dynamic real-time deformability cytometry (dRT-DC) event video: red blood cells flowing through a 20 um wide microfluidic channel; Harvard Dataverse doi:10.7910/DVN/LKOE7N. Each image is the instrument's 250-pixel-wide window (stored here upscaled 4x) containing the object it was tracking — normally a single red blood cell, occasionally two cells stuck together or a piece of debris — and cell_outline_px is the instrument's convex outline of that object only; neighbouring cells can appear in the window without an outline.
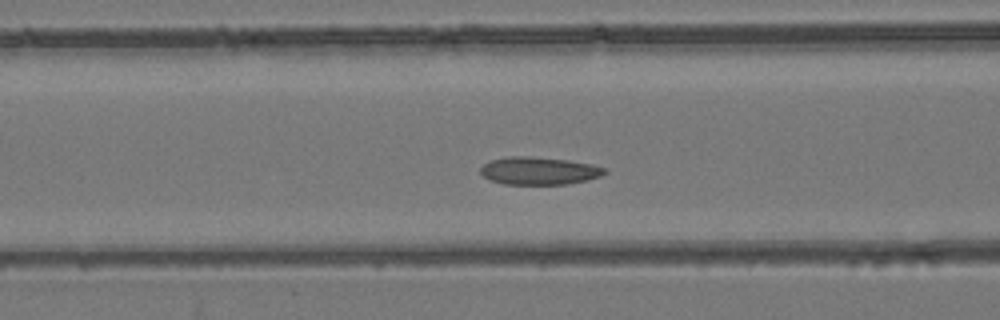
{"species": "common noctule bat (a hibernating species)", "species_latin": "Nyctalus noctula", "temperature_condition": "room temperature", "stored_images_in_passage": 45, "camera_frame_rate_fps": 3000, "um_per_image_px": 0.085, "animal": {"sex": "female", "body_mass_g": 24.6, "forearm_length_mm": 56.2}, "frame": {"image": 1, "passage_image": 18, "time_ms": 5.667, "image_size_px": [1000, 320], "cell_outline_px": [[608, 172], [600, 176], [588, 180], [568, 184], [504, 184], [492, 180], [484, 176], [480, 172], [480, 168], [484, 164], [492, 160], [508, 156], [528, 156], [568, 160], [592, 164], [608, 168]], "centroid_in_image_um": [45.87, 14.51], "position_along_channel_um": 120.7, "area_um2": 20.06}}
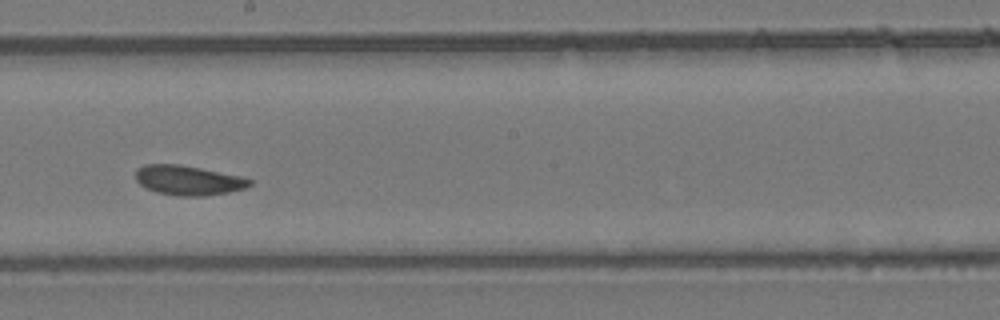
{"frame": {"image": 2, "passage_image": 27, "time_ms": 8.667, "image_size_px": [1000, 320], "cell_outline_px": [[252, 184], [244, 188], [228, 192], [204, 196], [180, 196], [156, 192], [140, 184], [136, 180], [136, 168], [144, 164], [180, 164], [244, 176], [252, 180]], "centroid_in_image_um": [16.02, 15.31], "position_along_channel_um": 232.2, "area_um2": 19.83}}
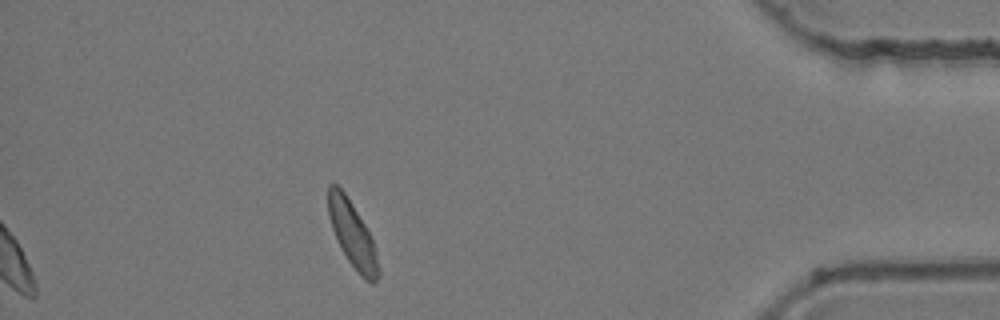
{"frame": {"image": 3, "passage_image": 45, "time_ms": 14.667, "image_size_px": [1000, 320], "cell_outline_px": [[380, 276], [376, 284], [372, 284], [364, 280], [360, 276], [348, 260], [340, 248], [332, 228], [328, 216], [328, 184], [336, 184], [344, 192], [364, 224], [372, 240], [376, 252], [380, 268]], "centroid_in_image_um": [29.97, 20.01], "position_along_channel_um": 405.2, "area_um2": 19.13}, "authors_computed_cell_mechanics": {"area_um2": 20.6346, "velocity_mm_per_s": 3.7274, "shape_relaxation_time_tau1_ms": null, "shape_relaxation_time_tau2_ms": 4.1116, "deformation_change_tau1": null, "deformation_change_tau2": 0.0817}}